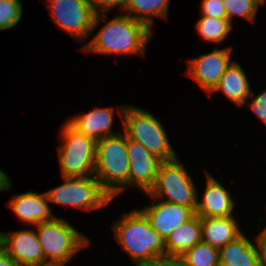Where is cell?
Listing matches in <instances>:
<instances>
[{"label": "cell", "mask_w": 266, "mask_h": 266, "mask_svg": "<svg viewBox=\"0 0 266 266\" xmlns=\"http://www.w3.org/2000/svg\"><path fill=\"white\" fill-rule=\"evenodd\" d=\"M46 6L59 29L78 40L88 38L106 13H96L89 0H48Z\"/></svg>", "instance_id": "obj_9"}, {"label": "cell", "mask_w": 266, "mask_h": 266, "mask_svg": "<svg viewBox=\"0 0 266 266\" xmlns=\"http://www.w3.org/2000/svg\"><path fill=\"white\" fill-rule=\"evenodd\" d=\"M201 3L202 16L227 19L226 9L222 0H202Z\"/></svg>", "instance_id": "obj_26"}, {"label": "cell", "mask_w": 266, "mask_h": 266, "mask_svg": "<svg viewBox=\"0 0 266 266\" xmlns=\"http://www.w3.org/2000/svg\"><path fill=\"white\" fill-rule=\"evenodd\" d=\"M114 108L97 107L84 114H77L67 121L79 133L93 138L96 142L107 136H112Z\"/></svg>", "instance_id": "obj_16"}, {"label": "cell", "mask_w": 266, "mask_h": 266, "mask_svg": "<svg viewBox=\"0 0 266 266\" xmlns=\"http://www.w3.org/2000/svg\"><path fill=\"white\" fill-rule=\"evenodd\" d=\"M259 266H266V227L256 237Z\"/></svg>", "instance_id": "obj_29"}, {"label": "cell", "mask_w": 266, "mask_h": 266, "mask_svg": "<svg viewBox=\"0 0 266 266\" xmlns=\"http://www.w3.org/2000/svg\"><path fill=\"white\" fill-rule=\"evenodd\" d=\"M119 109L122 127L127 137L144 146L162 161L177 158L164 127L149 111L125 105Z\"/></svg>", "instance_id": "obj_4"}, {"label": "cell", "mask_w": 266, "mask_h": 266, "mask_svg": "<svg viewBox=\"0 0 266 266\" xmlns=\"http://www.w3.org/2000/svg\"><path fill=\"white\" fill-rule=\"evenodd\" d=\"M0 266H21L15 262L0 246Z\"/></svg>", "instance_id": "obj_31"}, {"label": "cell", "mask_w": 266, "mask_h": 266, "mask_svg": "<svg viewBox=\"0 0 266 266\" xmlns=\"http://www.w3.org/2000/svg\"><path fill=\"white\" fill-rule=\"evenodd\" d=\"M113 231L117 242L136 264L165 258L164 239L140 209L116 221Z\"/></svg>", "instance_id": "obj_2"}, {"label": "cell", "mask_w": 266, "mask_h": 266, "mask_svg": "<svg viewBox=\"0 0 266 266\" xmlns=\"http://www.w3.org/2000/svg\"><path fill=\"white\" fill-rule=\"evenodd\" d=\"M226 9L227 19L231 22L233 16H242L253 21L261 4V0H222Z\"/></svg>", "instance_id": "obj_24"}, {"label": "cell", "mask_w": 266, "mask_h": 266, "mask_svg": "<svg viewBox=\"0 0 266 266\" xmlns=\"http://www.w3.org/2000/svg\"><path fill=\"white\" fill-rule=\"evenodd\" d=\"M220 264L227 266H259L257 245L243 233L219 250Z\"/></svg>", "instance_id": "obj_20"}, {"label": "cell", "mask_w": 266, "mask_h": 266, "mask_svg": "<svg viewBox=\"0 0 266 266\" xmlns=\"http://www.w3.org/2000/svg\"><path fill=\"white\" fill-rule=\"evenodd\" d=\"M127 152L130 162L127 186L130 185L148 193L155 184L162 160L128 137Z\"/></svg>", "instance_id": "obj_12"}, {"label": "cell", "mask_w": 266, "mask_h": 266, "mask_svg": "<svg viewBox=\"0 0 266 266\" xmlns=\"http://www.w3.org/2000/svg\"><path fill=\"white\" fill-rule=\"evenodd\" d=\"M180 266H219V249L201 241L179 259Z\"/></svg>", "instance_id": "obj_22"}, {"label": "cell", "mask_w": 266, "mask_h": 266, "mask_svg": "<svg viewBox=\"0 0 266 266\" xmlns=\"http://www.w3.org/2000/svg\"><path fill=\"white\" fill-rule=\"evenodd\" d=\"M202 241L201 217L195 214L177 227L165 240V258L179 260L193 246Z\"/></svg>", "instance_id": "obj_17"}, {"label": "cell", "mask_w": 266, "mask_h": 266, "mask_svg": "<svg viewBox=\"0 0 266 266\" xmlns=\"http://www.w3.org/2000/svg\"><path fill=\"white\" fill-rule=\"evenodd\" d=\"M0 246L21 266H46L36 231L0 232Z\"/></svg>", "instance_id": "obj_11"}, {"label": "cell", "mask_w": 266, "mask_h": 266, "mask_svg": "<svg viewBox=\"0 0 266 266\" xmlns=\"http://www.w3.org/2000/svg\"><path fill=\"white\" fill-rule=\"evenodd\" d=\"M206 172V188L202 202L197 199L195 213L201 218L233 216L234 201L229 191L211 174Z\"/></svg>", "instance_id": "obj_14"}, {"label": "cell", "mask_w": 266, "mask_h": 266, "mask_svg": "<svg viewBox=\"0 0 266 266\" xmlns=\"http://www.w3.org/2000/svg\"><path fill=\"white\" fill-rule=\"evenodd\" d=\"M250 96L253 97V100L250 104V107L254 113L266 124V89L261 94L254 97V93L251 91Z\"/></svg>", "instance_id": "obj_27"}, {"label": "cell", "mask_w": 266, "mask_h": 266, "mask_svg": "<svg viewBox=\"0 0 266 266\" xmlns=\"http://www.w3.org/2000/svg\"><path fill=\"white\" fill-rule=\"evenodd\" d=\"M22 11L20 0H0V30L15 27L21 20Z\"/></svg>", "instance_id": "obj_25"}, {"label": "cell", "mask_w": 266, "mask_h": 266, "mask_svg": "<svg viewBox=\"0 0 266 266\" xmlns=\"http://www.w3.org/2000/svg\"><path fill=\"white\" fill-rule=\"evenodd\" d=\"M129 166L125 132L119 131L96 142L94 176L112 199L126 188Z\"/></svg>", "instance_id": "obj_3"}, {"label": "cell", "mask_w": 266, "mask_h": 266, "mask_svg": "<svg viewBox=\"0 0 266 266\" xmlns=\"http://www.w3.org/2000/svg\"><path fill=\"white\" fill-rule=\"evenodd\" d=\"M149 219L152 228L164 239L179 226L191 219L196 213L186 206L158 201L141 209Z\"/></svg>", "instance_id": "obj_13"}, {"label": "cell", "mask_w": 266, "mask_h": 266, "mask_svg": "<svg viewBox=\"0 0 266 266\" xmlns=\"http://www.w3.org/2000/svg\"><path fill=\"white\" fill-rule=\"evenodd\" d=\"M170 0H127L123 11L125 15L146 24L150 29L153 26L152 17L167 19ZM136 15H132V14Z\"/></svg>", "instance_id": "obj_21"}, {"label": "cell", "mask_w": 266, "mask_h": 266, "mask_svg": "<svg viewBox=\"0 0 266 266\" xmlns=\"http://www.w3.org/2000/svg\"><path fill=\"white\" fill-rule=\"evenodd\" d=\"M231 47L214 49L212 52L202 54L197 58L190 59L186 74L193 78L201 89L211 96L221 76L231 62Z\"/></svg>", "instance_id": "obj_10"}, {"label": "cell", "mask_w": 266, "mask_h": 266, "mask_svg": "<svg viewBox=\"0 0 266 266\" xmlns=\"http://www.w3.org/2000/svg\"><path fill=\"white\" fill-rule=\"evenodd\" d=\"M63 179L62 185L46 192L49 202L89 211L103 208L113 200L94 175Z\"/></svg>", "instance_id": "obj_8"}, {"label": "cell", "mask_w": 266, "mask_h": 266, "mask_svg": "<svg viewBox=\"0 0 266 266\" xmlns=\"http://www.w3.org/2000/svg\"><path fill=\"white\" fill-rule=\"evenodd\" d=\"M63 144L58 147L63 177L94 175L96 141L74 129L67 121L60 132Z\"/></svg>", "instance_id": "obj_6"}, {"label": "cell", "mask_w": 266, "mask_h": 266, "mask_svg": "<svg viewBox=\"0 0 266 266\" xmlns=\"http://www.w3.org/2000/svg\"><path fill=\"white\" fill-rule=\"evenodd\" d=\"M36 228L46 266H65L78 251L89 245L88 238L62 218L54 217L37 224Z\"/></svg>", "instance_id": "obj_5"}, {"label": "cell", "mask_w": 266, "mask_h": 266, "mask_svg": "<svg viewBox=\"0 0 266 266\" xmlns=\"http://www.w3.org/2000/svg\"><path fill=\"white\" fill-rule=\"evenodd\" d=\"M135 266H180V263L179 260L167 257L151 262L136 264Z\"/></svg>", "instance_id": "obj_30"}, {"label": "cell", "mask_w": 266, "mask_h": 266, "mask_svg": "<svg viewBox=\"0 0 266 266\" xmlns=\"http://www.w3.org/2000/svg\"><path fill=\"white\" fill-rule=\"evenodd\" d=\"M48 197L46 192L37 194L27 192L23 194L13 195L12 199L7 203V207L11 208L17 218L32 225L50 221L55 216L48 205Z\"/></svg>", "instance_id": "obj_15"}, {"label": "cell", "mask_w": 266, "mask_h": 266, "mask_svg": "<svg viewBox=\"0 0 266 266\" xmlns=\"http://www.w3.org/2000/svg\"><path fill=\"white\" fill-rule=\"evenodd\" d=\"M11 186V179L6 172L0 169V191H9L12 188Z\"/></svg>", "instance_id": "obj_32"}, {"label": "cell", "mask_w": 266, "mask_h": 266, "mask_svg": "<svg viewBox=\"0 0 266 266\" xmlns=\"http://www.w3.org/2000/svg\"><path fill=\"white\" fill-rule=\"evenodd\" d=\"M196 28L205 41L221 43L231 31L232 23L228 19L202 16L198 20Z\"/></svg>", "instance_id": "obj_23"}, {"label": "cell", "mask_w": 266, "mask_h": 266, "mask_svg": "<svg viewBox=\"0 0 266 266\" xmlns=\"http://www.w3.org/2000/svg\"><path fill=\"white\" fill-rule=\"evenodd\" d=\"M202 241L221 249L242 234L234 216L201 218Z\"/></svg>", "instance_id": "obj_18"}, {"label": "cell", "mask_w": 266, "mask_h": 266, "mask_svg": "<svg viewBox=\"0 0 266 266\" xmlns=\"http://www.w3.org/2000/svg\"><path fill=\"white\" fill-rule=\"evenodd\" d=\"M177 157L160 163L154 186L148 193L152 198L192 208L197 206L198 192L188 171ZM168 197L167 200L164 197ZM164 199V200H163Z\"/></svg>", "instance_id": "obj_7"}, {"label": "cell", "mask_w": 266, "mask_h": 266, "mask_svg": "<svg viewBox=\"0 0 266 266\" xmlns=\"http://www.w3.org/2000/svg\"><path fill=\"white\" fill-rule=\"evenodd\" d=\"M219 90L237 106L245 105L251 89L247 75L239 63L232 60L212 92Z\"/></svg>", "instance_id": "obj_19"}, {"label": "cell", "mask_w": 266, "mask_h": 266, "mask_svg": "<svg viewBox=\"0 0 266 266\" xmlns=\"http://www.w3.org/2000/svg\"><path fill=\"white\" fill-rule=\"evenodd\" d=\"M127 0H89L96 13H105L120 5L123 10Z\"/></svg>", "instance_id": "obj_28"}, {"label": "cell", "mask_w": 266, "mask_h": 266, "mask_svg": "<svg viewBox=\"0 0 266 266\" xmlns=\"http://www.w3.org/2000/svg\"><path fill=\"white\" fill-rule=\"evenodd\" d=\"M152 29L128 15H116L103 25L85 47L88 53L134 55L144 54Z\"/></svg>", "instance_id": "obj_1"}]
</instances>
